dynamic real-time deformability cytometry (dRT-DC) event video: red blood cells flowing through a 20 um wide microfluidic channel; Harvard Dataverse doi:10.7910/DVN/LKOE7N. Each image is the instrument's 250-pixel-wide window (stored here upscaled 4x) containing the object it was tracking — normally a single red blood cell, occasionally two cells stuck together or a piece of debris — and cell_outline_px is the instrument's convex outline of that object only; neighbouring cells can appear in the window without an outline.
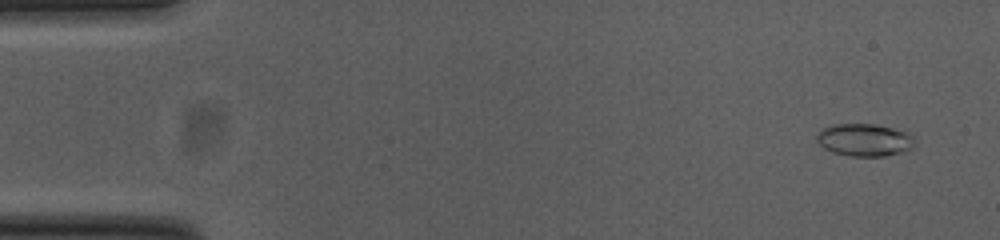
{"species": "common noctule bat (a hibernating species)", "species_latin": "Nyctalus noctula", "temperature_condition": "cold", "stored_images_in_passage": 52, "camera_frame_rate_fps": 3000, "um_per_image_px": 0.085, "animal": {"sex": "female", "body_mass_g": 23.0, "forearm_length_mm": 53.4}, "frame": {"image": 1, "passage_image": 2, "time_ms": 0.333, "image_size_px": [1000, 240], "cell_outline_px": [[912, 148], [900, 152], [884, 156], [852, 156], [832, 152], [824, 148], [816, 140], [816, 136], [824, 128], [832, 124], [876, 124], [908, 132], [912, 136]], "centroid_in_image_um": [73.45, 11.89], "position_along_channel_um": 11.5, "area_um2": 18.32}}
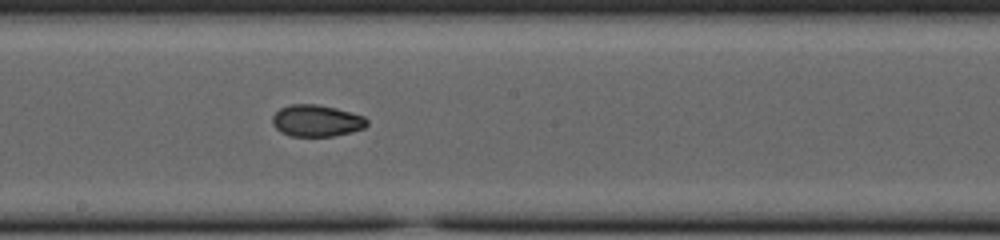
{"frame": {"image": 2, "passage_image": 28, "time_ms": 9.0, "image_size_px": [1000, 240], "cell_outline_px": [[368, 124], [364, 128], [352, 132], [332, 136], [292, 136], [280, 132], [272, 124], [272, 116], [280, 108], [292, 104], [316, 104], [336, 108], [364, 116], [368, 120]], "centroid_in_image_um": [26.91, 10.26], "position_along_channel_um": 221.3, "area_um2": 17.51}}
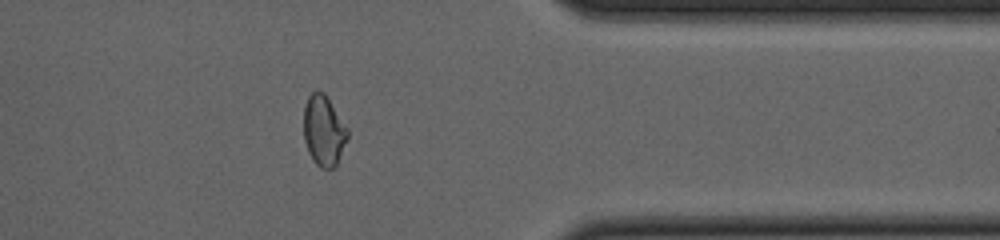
{"frame": {"image": 3, "passage_image": 42, "time_ms": 13.667, "image_size_px": [1000, 240], "cell_outline_px": [[348, 136], [336, 164], [332, 168], [320, 168], [312, 160], [308, 152], [304, 140], [304, 104], [308, 96], [312, 92], [324, 92], [348, 128]], "centroid_in_image_um": [27.5, 11.1], "position_along_channel_um": 383.9, "area_um2": 17.92}, "authors_computed_cell_mechanics": {"area_um2": 17.8313, "velocity_mm_per_s": 3.8046, "shape_relaxation_time_tau1_ms": null, "shape_relaxation_time_tau2_ms": 2.5265, "deformation_change_tau1": null, "deformation_change_tau2": 0.0471}}